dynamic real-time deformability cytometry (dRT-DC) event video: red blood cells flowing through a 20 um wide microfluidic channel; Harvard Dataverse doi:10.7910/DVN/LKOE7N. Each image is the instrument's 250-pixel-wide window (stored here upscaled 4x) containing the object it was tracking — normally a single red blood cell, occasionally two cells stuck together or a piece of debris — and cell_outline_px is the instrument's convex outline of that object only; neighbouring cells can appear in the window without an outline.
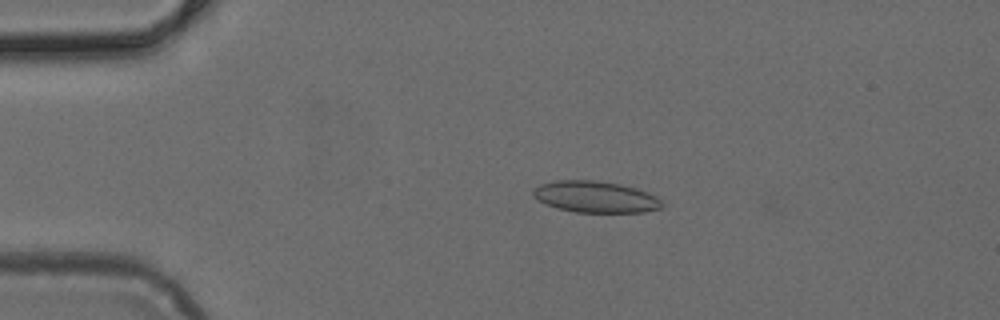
{"species": "common noctule bat (a hibernating species)", "species_latin": "Nyctalus noctula", "temperature_condition": "cold", "stored_images_in_passage": 4, "camera_frame_rate_fps": 3000, "um_per_image_px": 0.085, "animal": {"sex": "female", "body_mass_g": 24.6, "forearm_length_mm": 56.2}, "frame": {"image": 1, "passage_image": 3, "time_ms": 0.667, "image_size_px": [1000, 320], "cell_outline_px": [[664, 204], [660, 208], [644, 212], [576, 212], [556, 208], [544, 204], [532, 196], [532, 188], [540, 184], [556, 180], [596, 180], [620, 184], [636, 188], [648, 192], [656, 196]], "centroid_in_image_um": [50.57, 16.73], "position_along_channel_um": 34.4, "area_um2": 23.81}}